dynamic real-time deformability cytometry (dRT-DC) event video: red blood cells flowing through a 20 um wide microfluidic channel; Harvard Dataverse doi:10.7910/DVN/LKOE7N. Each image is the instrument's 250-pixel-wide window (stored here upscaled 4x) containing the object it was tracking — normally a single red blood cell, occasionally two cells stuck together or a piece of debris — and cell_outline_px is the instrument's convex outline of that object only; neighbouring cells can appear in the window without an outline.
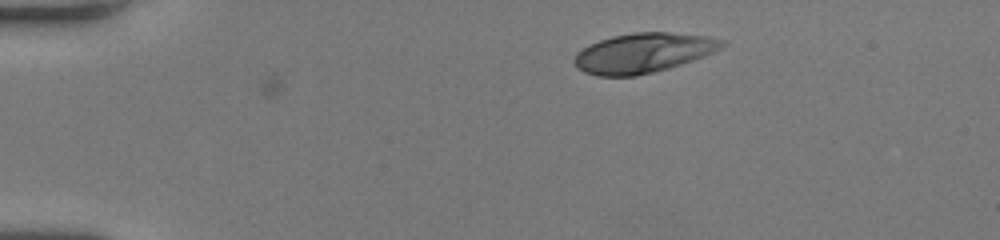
{"species": "human", "species_latin": "Homo sapiens", "temperature_condition": "room temperature", "stored_images_in_passage": 2, "camera_frame_rate_fps": 3000, "um_per_image_px": 0.085, "donor": {"sex": "female"}, "frame": {"image": 1, "passage_image": 1, "time_ms": 0.0, "image_size_px": [1000, 240], "cell_outline_px": [[728, 44], [704, 56], [668, 68], [636, 76], [596, 76], [584, 72], [576, 68], [572, 60], [576, 52], [588, 44], [612, 36], [632, 32], [668, 32], [708, 36], [728, 40]], "centroid_in_image_um": [54.65, 4.49], "position_along_channel_um": 30.4, "area_um2": 34.45}}